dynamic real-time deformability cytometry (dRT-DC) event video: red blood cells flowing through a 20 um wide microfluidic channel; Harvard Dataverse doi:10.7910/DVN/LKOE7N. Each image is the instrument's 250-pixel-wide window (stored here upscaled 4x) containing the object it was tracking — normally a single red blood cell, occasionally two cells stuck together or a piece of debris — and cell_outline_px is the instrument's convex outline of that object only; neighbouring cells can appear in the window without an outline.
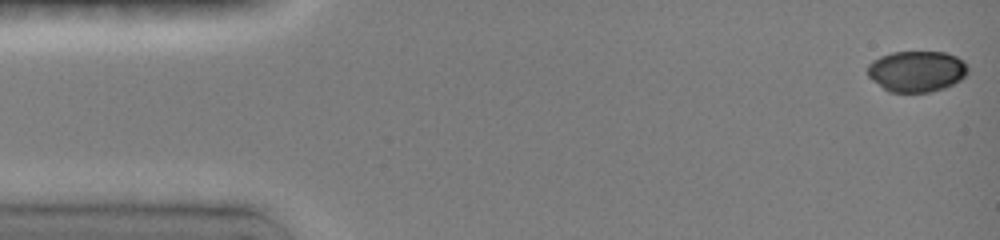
{"species": "common noctule bat (a hibernating species)", "species_latin": "Nyctalus noctula", "temperature_condition": "room temperature", "stored_images_in_passage": 27, "camera_frame_rate_fps": 3000, "um_per_image_px": 0.085, "animal": {"sex": "female", "body_mass_g": 19.0, "forearm_length_mm": 51.5}, "frame": {"image": 1, "passage_image": 1, "time_ms": 0.0, "image_size_px": [1000, 240], "cell_outline_px": [[968, 72], [960, 80], [944, 88], [928, 92], [888, 92], [872, 80], [868, 76], [868, 64], [872, 60], [880, 56], [892, 52], [944, 52], [956, 56], [964, 60], [968, 64]], "centroid_in_image_um": [77.91, 6.05], "position_along_channel_um": 7.1, "area_um2": 24.1}}
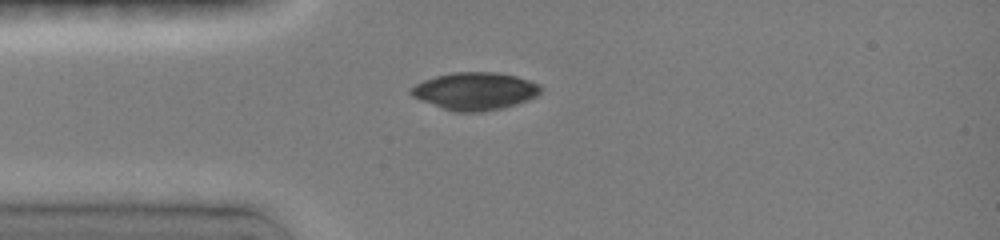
{"frame": {"image": 2, "passage_image": 22, "time_ms": 3.667, "image_size_px": [1000, 240], "cell_outline_px": [[540, 92], [536, 96], [528, 100], [504, 108], [480, 112], [452, 112], [420, 100], [412, 96], [408, 92], [416, 84], [424, 80], [436, 76], [456, 72], [492, 72], [516, 76], [540, 84]], "centroid_in_image_um": [40.36, 7.76], "position_along_channel_um": 44.6, "area_um2": 28.32}}